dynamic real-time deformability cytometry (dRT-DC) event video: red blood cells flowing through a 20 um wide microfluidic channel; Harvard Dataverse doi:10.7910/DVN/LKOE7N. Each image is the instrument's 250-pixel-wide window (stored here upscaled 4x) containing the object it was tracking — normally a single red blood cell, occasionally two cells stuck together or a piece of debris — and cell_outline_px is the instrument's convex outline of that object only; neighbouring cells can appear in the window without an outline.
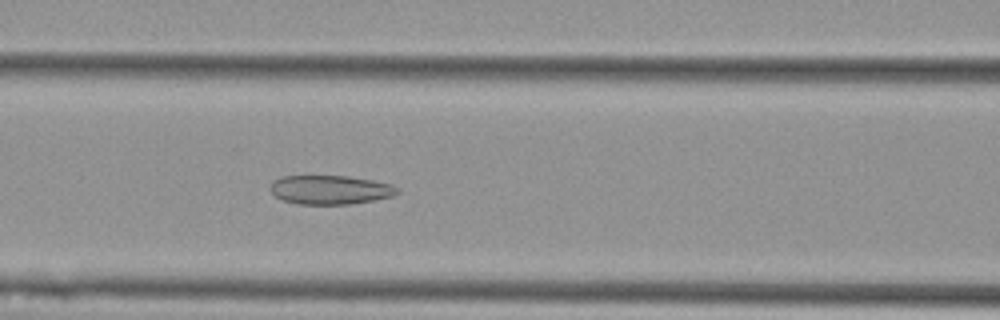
{"species": "Egyptian fruit bat (a non-hibernating species)", "species_latin": "Rousettus aegyptiacus", "temperature_condition": "cold", "stored_images_in_passage": 53, "camera_frame_rate_fps": 3000, "um_per_image_px": 0.085, "animal": {"sex": "female"}, "frame": {"image": 1, "passage_image": 21, "time_ms": 6.667, "image_size_px": [1000, 320], "cell_outline_px": [[400, 192], [392, 196], [372, 200], [348, 204], [296, 204], [284, 200], [276, 196], [272, 192], [272, 180], [280, 176], [348, 176], [372, 180], [392, 184], [400, 188]], "centroid_in_image_um": [28.09, 16.12], "position_along_channel_um": 138.5, "area_um2": 21.39}}
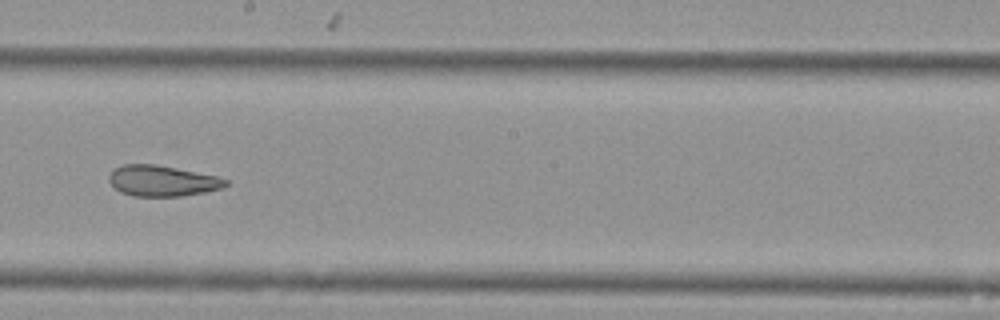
{"frame": {"image": 2, "passage_image": 29, "time_ms": 9.333, "image_size_px": [1000, 320], "cell_outline_px": [[228, 184], [224, 188], [204, 192], [180, 196], [132, 196], [120, 192], [108, 180], [108, 176], [116, 168], [124, 164], [156, 164], [216, 176], [228, 180]], "centroid_in_image_um": [13.8, 15.37], "position_along_channel_um": 234.4, "area_um2": 20.81}}
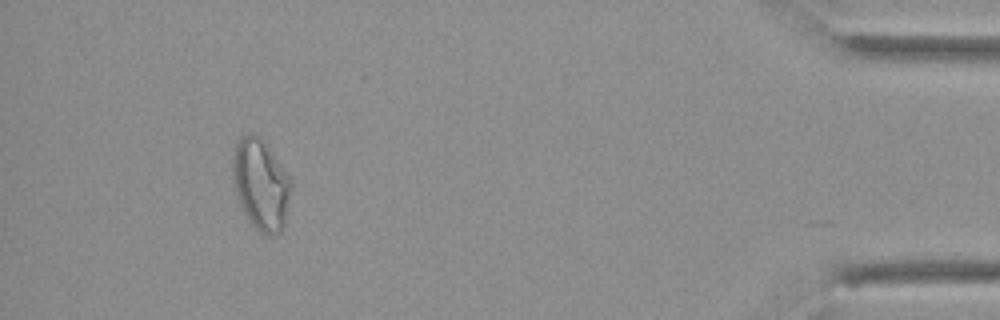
{"frame": {"image": 3, "passage_image": 49, "time_ms": 16.0, "image_size_px": [1000, 320], "cell_outline_px": [[292, 188], [284, 224], [280, 232], [272, 236], [268, 236], [260, 232], [252, 224], [240, 208], [236, 192], [232, 172], [232, 160], [236, 144], [240, 136], [248, 132], [252, 132], [260, 136], [264, 140], [288, 176], [292, 184]], "centroid_in_image_um": [22.16, 15.66], "position_along_channel_um": 413.0, "area_um2": 30.98}, "authors_computed_cell_mechanics": {"area_um2": 26.0678, "velocity_mm_per_s": 3.613, "shape_relaxation_time_tau1_ms": null, "shape_relaxation_time_tau2_ms": 2.8468, "deformation_change_tau1": null, "deformation_change_tau2": 0.1036}}